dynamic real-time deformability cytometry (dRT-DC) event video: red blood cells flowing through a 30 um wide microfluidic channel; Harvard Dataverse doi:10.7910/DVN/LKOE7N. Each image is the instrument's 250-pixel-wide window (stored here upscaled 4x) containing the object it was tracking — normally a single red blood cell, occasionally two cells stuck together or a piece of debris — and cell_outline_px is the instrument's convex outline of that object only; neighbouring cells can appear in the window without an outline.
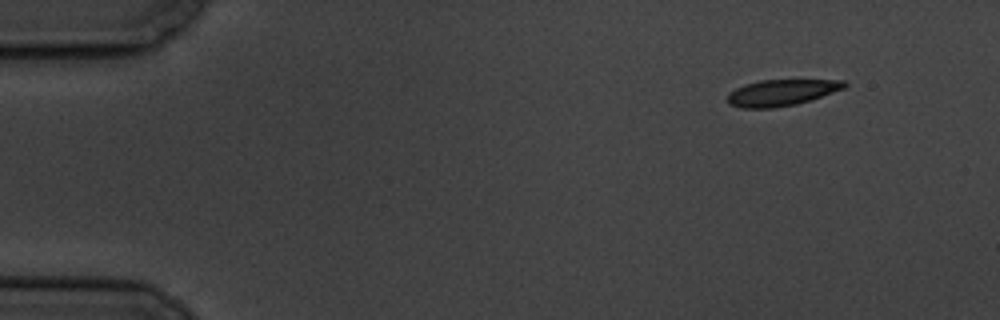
{"species": "common noctule bat (a hibernating species)", "species_latin": "Nyctalus noctula", "temperature_condition": "cold", "stored_images_in_passage": 9, "camera_frame_rate_fps": 3000, "um_per_image_px": 0.085, "animal": {"sex": "male", "body_mass_g": 19.5, "forearm_length_mm": 54.6}, "frame": {"image": 1, "passage_image": 1, "time_ms": 0.0, "image_size_px": [1000, 320], "cell_outline_px": [[848, 84], [844, 88], [796, 104], [772, 108], [740, 108], [728, 104], [728, 92], [744, 84], [760, 80], [844, 80]], "centroid_in_image_um": [66.37, 7.87], "position_along_channel_um": 18.6, "area_um2": 17.74}}
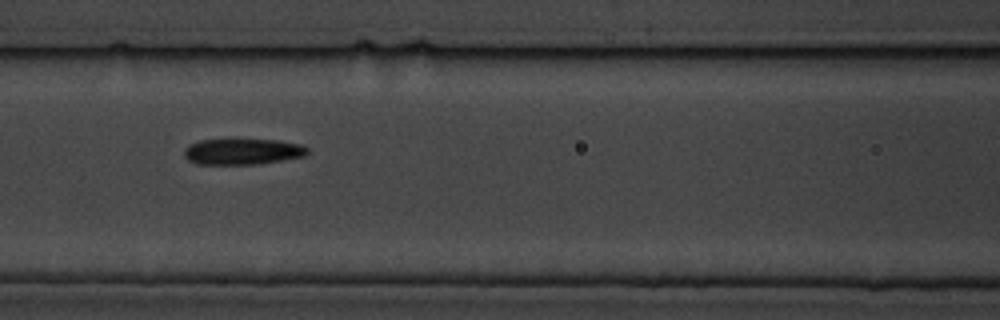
{"frame": {"image": 2, "passage_image": 6, "time_ms": 6.667, "image_size_px": [1000, 320], "cell_outline_px": [[308, 152], [304, 156], [260, 164], [196, 164], [188, 160], [184, 156], [184, 148], [188, 144], [200, 140], [232, 136], [236, 136], [276, 140], [300, 144], [308, 148]], "centroid_in_image_um": [20.55, 12.83], "position_along_channel_um": 146.0, "area_um2": 19.77}}
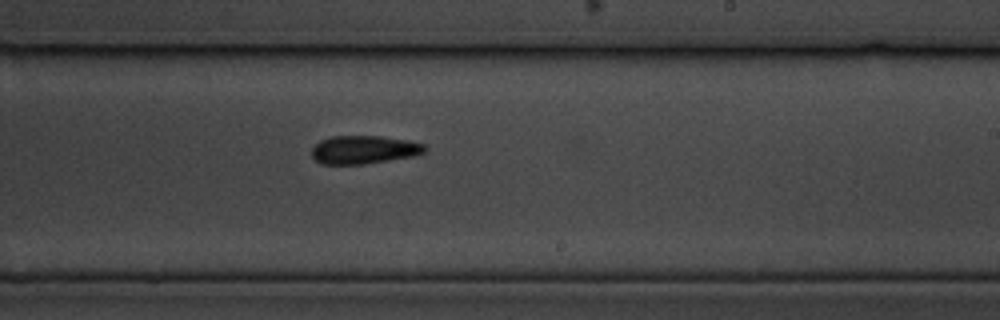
{"frame": {"image": 3, "passage_image": 9, "time_ms": 10.0, "image_size_px": [1000, 320], "cell_outline_px": [[428, 148], [424, 152], [412, 156], [364, 164], [320, 164], [312, 156], [312, 148], [320, 140], [332, 136], [380, 136], [408, 140], [424, 144]], "centroid_in_image_um": [30.92, 12.72], "position_along_channel_um": 258.1, "area_um2": 18.55}}